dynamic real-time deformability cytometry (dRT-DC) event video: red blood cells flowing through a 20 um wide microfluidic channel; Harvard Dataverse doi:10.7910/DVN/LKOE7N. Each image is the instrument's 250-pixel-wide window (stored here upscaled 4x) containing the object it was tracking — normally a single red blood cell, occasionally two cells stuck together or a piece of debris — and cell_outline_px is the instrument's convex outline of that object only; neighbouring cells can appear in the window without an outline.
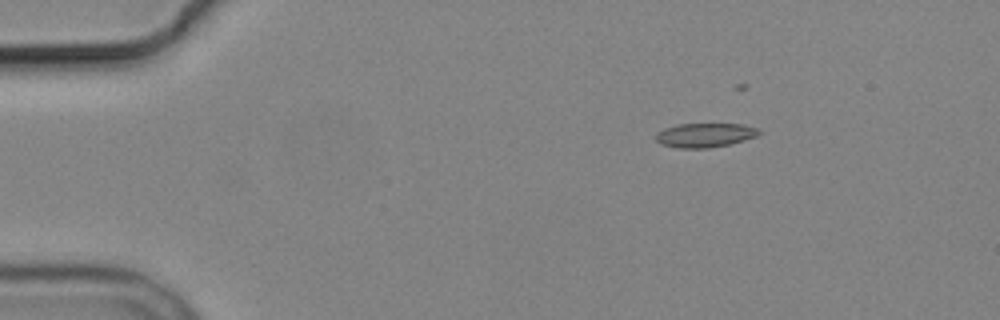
{"species": "common noctule bat (a hibernating species)", "species_latin": "Nyctalus noctula", "temperature_condition": "cold", "stored_images_in_passage": 6, "camera_frame_rate_fps": 3000, "um_per_image_px": 0.085, "animal": {"sex": "male", "body_mass_g": 19.2, "forearm_length_mm": 51.8}, "frame": {"image": 1, "passage_image": 3, "time_ms": 3.0, "image_size_px": [1000, 320], "cell_outline_px": [[764, 132], [756, 136], [744, 140], [728, 144], [708, 148], [680, 148], [660, 144], [656, 140], [656, 132], [664, 128], [676, 124], [740, 124], [760, 128]], "centroid_in_image_um": [59.93, 11.48], "position_along_channel_um": 25.1, "area_um2": 14.62}}
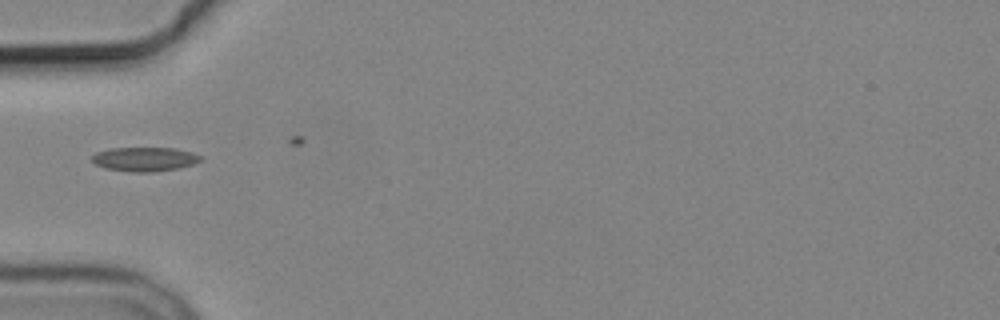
{"frame": {"image": 2, "passage_image": 5, "time_ms": 6.333, "image_size_px": [1000, 320], "cell_outline_px": [[204, 160], [180, 168], [152, 172], [132, 172], [104, 168], [92, 164], [92, 156], [96, 152], [108, 148], [176, 148], [192, 152], [204, 156]], "centroid_in_image_um": [12.31, 13.53], "position_along_channel_um": 72.7, "area_um2": 15.61}}